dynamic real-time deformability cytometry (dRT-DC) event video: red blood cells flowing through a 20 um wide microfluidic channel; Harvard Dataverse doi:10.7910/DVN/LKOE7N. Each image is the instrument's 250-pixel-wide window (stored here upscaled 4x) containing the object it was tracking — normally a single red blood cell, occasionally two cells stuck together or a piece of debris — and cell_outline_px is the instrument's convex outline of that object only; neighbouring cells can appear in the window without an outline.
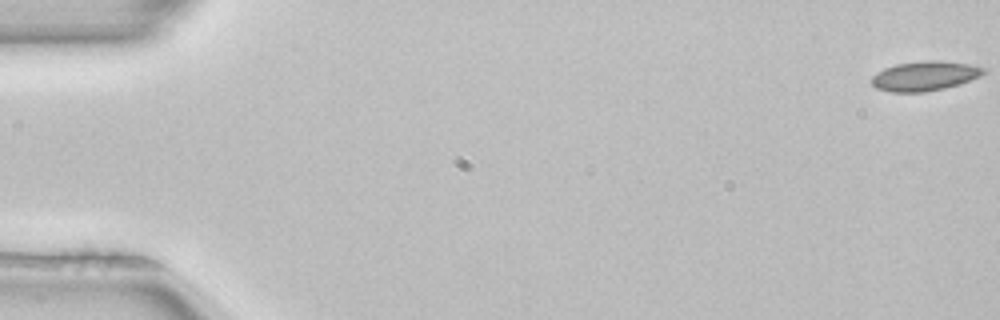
{"species": "common noctule bat (a hibernating species)", "species_latin": "Nyctalus noctula", "temperature_condition": "room temperature", "stored_images_in_passage": 4, "camera_frame_rate_fps": 3000, "um_per_image_px": 0.085, "animal": {"sex": "female", "body_mass_g": 22.7, "forearm_length_mm": 54.2}, "frame": {"image": 1, "passage_image": 1, "time_ms": 0.0, "image_size_px": [1000, 320], "cell_outline_px": [[984, 72], [980, 76], [944, 88], [924, 92], [888, 92], [876, 88], [872, 84], [872, 76], [876, 72], [884, 68], [896, 64], [924, 60], [936, 60], [968, 64], [984, 68]], "centroid_in_image_um": [78.53, 6.45], "position_along_channel_um": 6.5, "area_um2": 19.07}}
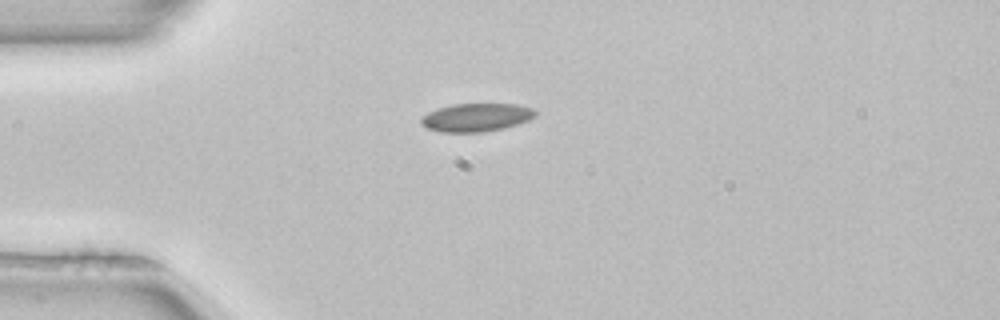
{"frame": {"image": 2, "passage_image": 4, "time_ms": 1.0, "image_size_px": [1000, 320], "cell_outline_px": [[536, 116], [528, 120], [504, 128], [484, 132], [440, 132], [428, 128], [420, 124], [420, 116], [436, 108], [452, 104], [516, 104], [532, 108], [536, 112]], "centroid_in_image_um": [40.44, 9.98], "position_along_channel_um": 44.6, "area_um2": 18.9}}